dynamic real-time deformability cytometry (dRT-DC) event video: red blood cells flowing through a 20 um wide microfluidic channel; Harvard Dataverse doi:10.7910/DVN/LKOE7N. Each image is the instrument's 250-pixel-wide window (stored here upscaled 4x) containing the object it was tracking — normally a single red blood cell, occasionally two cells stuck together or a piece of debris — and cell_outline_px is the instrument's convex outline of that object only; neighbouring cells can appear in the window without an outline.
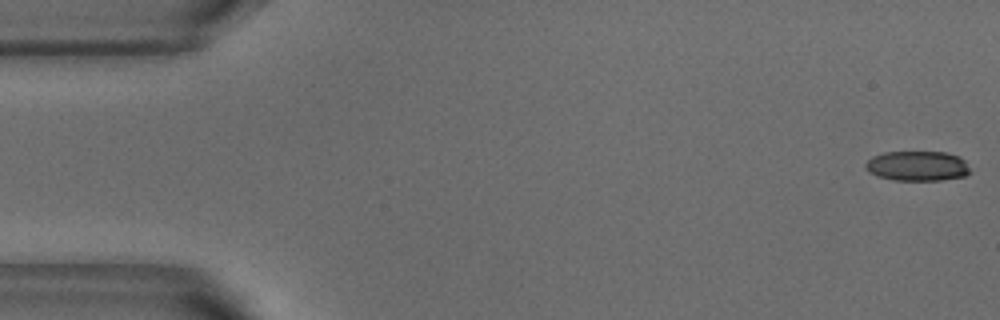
{"species": "common noctule bat (a hibernating species)", "species_latin": "Nyctalus noctula", "temperature_condition": "warm", "stored_images_in_passage": 10, "camera_frame_rate_fps": 3000, "um_per_image_px": 0.085, "animal": {"sex": "male", "body_mass_g": 18.8}, "frame": {"image": 1, "passage_image": 1, "time_ms": 0.0, "image_size_px": [1000, 320], "cell_outline_px": [[972, 172], [964, 176], [940, 180], [896, 180], [876, 176], [868, 172], [864, 168], [864, 164], [872, 156], [884, 152], [948, 152], [960, 156], [964, 160]], "centroid_in_image_um": [77.97, 14.1], "position_along_channel_um": 7.0, "area_um2": 18.44}}